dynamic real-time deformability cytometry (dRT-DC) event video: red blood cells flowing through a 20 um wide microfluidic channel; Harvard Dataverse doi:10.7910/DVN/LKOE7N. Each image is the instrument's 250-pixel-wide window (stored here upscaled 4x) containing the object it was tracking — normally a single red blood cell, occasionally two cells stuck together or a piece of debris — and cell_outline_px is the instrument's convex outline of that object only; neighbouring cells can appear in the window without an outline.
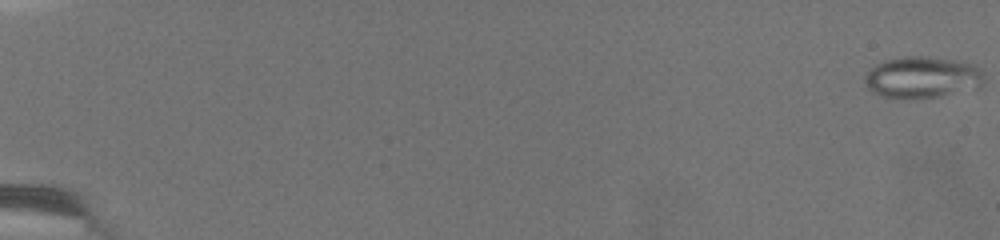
{"species": "common noctule bat (a hibernating species)", "species_latin": "Nyctalus noctula", "temperature_condition": "warm", "stored_images_in_passage": 40, "camera_frame_rate_fps": 3000, "um_per_image_px": 0.085, "animal": {"sex": "female", "body_mass_g": 19.5, "forearm_length_mm": 54.1}, "frame": {"image": 1, "passage_image": 1, "time_ms": 0.0, "image_size_px": [1000, 240], "cell_outline_px": [[984, 80], [980, 84], [940, 96], [884, 96], [872, 92], [864, 84], [864, 76], [876, 64], [884, 60], [900, 56], [924, 56], [952, 60], [972, 64], [980, 68]], "centroid_in_image_um": [78.31, 6.52], "position_along_channel_um": 6.7, "area_um2": 27.74}}
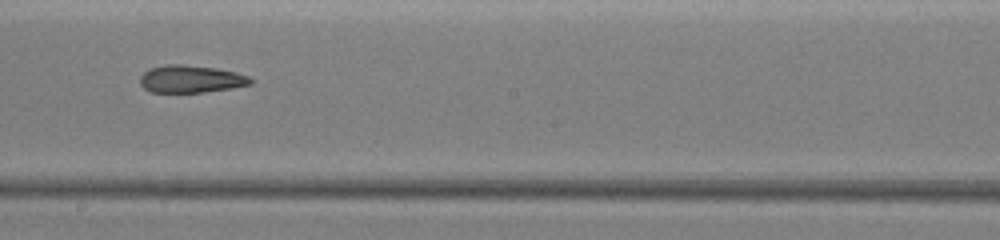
{"frame": {"image": 2, "passage_image": 22, "time_ms": 10.333, "image_size_px": [1000, 240], "cell_outline_px": [[252, 84], [232, 88], [204, 92], [152, 92], [144, 88], [140, 84], [140, 76], [144, 72], [152, 68], [168, 64], [180, 64], [216, 68], [236, 72], [248, 76], [252, 80]], "centroid_in_image_um": [16.23, 6.72], "position_along_channel_um": 232.0, "area_um2": 17.57}}
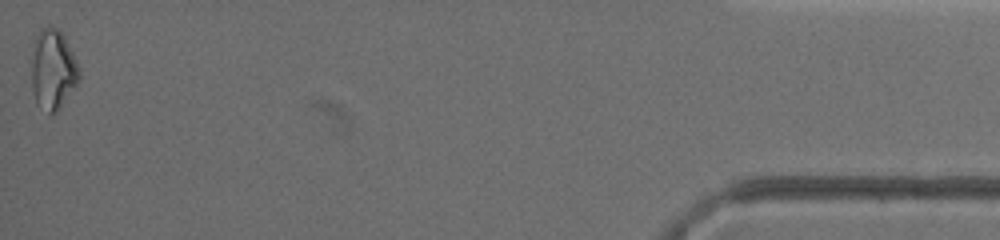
{"frame": {"image": 3, "passage_image": 40, "time_ms": 17.0, "image_size_px": [1000, 240], "cell_outline_px": [[80, 80], [56, 112], [48, 112], [36, 104], [32, 92], [32, 44], [40, 28], [48, 24], [56, 28], [64, 36], [80, 68]], "centroid_in_image_um": [4.49, 5.87], "position_along_channel_um": 430.7, "area_um2": 22.37}, "authors_computed_cell_mechanics": {"area_um2": 19.1318, "velocity_mm_per_s": 4.2363, "shape_relaxation_time_tau1_ms": null, "shape_relaxation_time_tau2_ms": 5.7738, "deformation_change_tau1": null, "deformation_change_tau2": 0.1667}}